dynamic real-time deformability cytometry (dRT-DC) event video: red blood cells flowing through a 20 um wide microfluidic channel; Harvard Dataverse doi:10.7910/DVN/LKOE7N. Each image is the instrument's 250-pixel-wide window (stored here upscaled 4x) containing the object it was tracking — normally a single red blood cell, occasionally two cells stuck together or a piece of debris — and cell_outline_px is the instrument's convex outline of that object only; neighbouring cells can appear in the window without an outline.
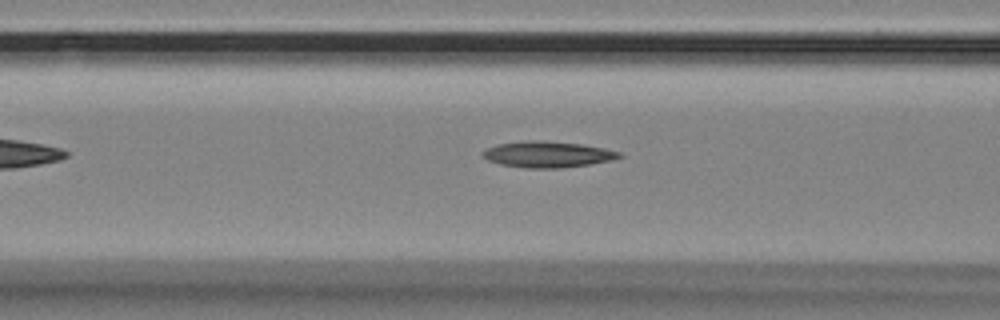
{"species": "Egyptian fruit bat (a non-hibernating species)", "species_latin": "Rousettus aegyptiacus", "temperature_condition": "room temperature", "stored_images_in_passage": 7, "camera_frame_rate_fps": 3000, "um_per_image_px": 0.085, "animal": {"sex": "female"}, "frame": {"image": 1, "passage_image": 5, "time_ms": 1.333, "image_size_px": [1000, 320], "cell_outline_px": [[624, 156], [612, 160], [588, 164], [560, 168], [524, 168], [500, 164], [488, 160], [480, 152], [488, 148], [500, 144], [528, 140], [544, 140], [580, 144], [604, 148], [620, 152]], "centroid_in_image_um": [46.55, 13.12], "position_along_channel_um": 120.0, "area_um2": 20.63}}